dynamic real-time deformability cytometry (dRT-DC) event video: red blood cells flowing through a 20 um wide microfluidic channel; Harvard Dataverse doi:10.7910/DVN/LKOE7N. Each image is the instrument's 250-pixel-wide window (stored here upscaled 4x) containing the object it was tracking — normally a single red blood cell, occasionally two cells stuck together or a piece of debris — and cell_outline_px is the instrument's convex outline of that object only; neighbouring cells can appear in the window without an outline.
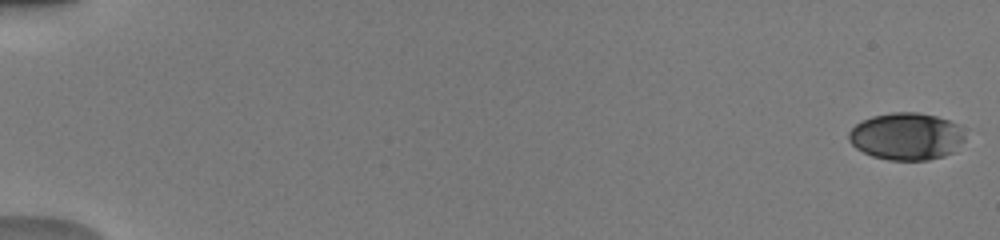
{"species": "human", "species_latin": "Homo sapiens", "temperature_condition": "warm", "stored_images_in_passage": 52, "camera_frame_rate_fps": 3000, "um_per_image_px": 0.085, "donor": {"sex": "male"}, "frame": {"image": 1, "passage_image": 1, "time_ms": 0.0, "image_size_px": [1000, 240], "cell_outline_px": [[964, 140], [956, 152], [944, 156], [928, 160], [888, 160], [872, 156], [856, 148], [848, 140], [848, 132], [856, 124], [872, 116], [892, 112], [916, 112], [936, 116], [948, 120], [956, 124], [964, 136]], "centroid_in_image_um": [77.04, 11.6], "position_along_channel_um": 8.0, "area_um2": 32.02}}
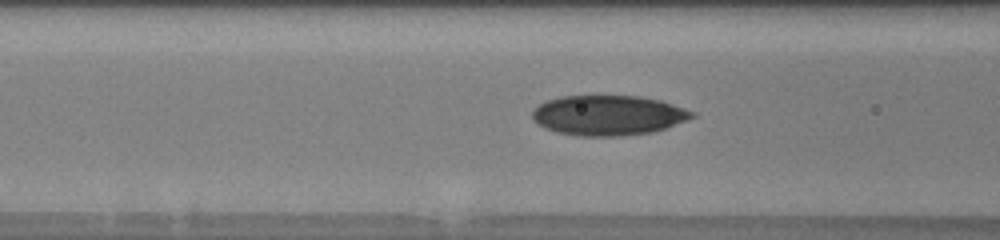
{"frame": {"image": 2, "passage_image": 23, "time_ms": 7.333, "image_size_px": [1000, 240], "cell_outline_px": [[696, 116], [664, 128], [652, 132], [620, 136], [580, 136], [556, 132], [544, 128], [532, 120], [532, 112], [540, 104], [548, 100], [560, 96], [640, 96], [660, 100], [696, 112]], "centroid_in_image_um": [51.68, 9.8], "position_along_channel_um": 114.9, "area_um2": 37.17}}
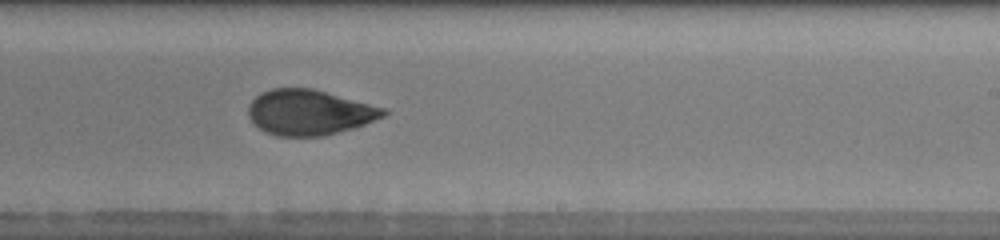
{"frame": {"image": 3, "passage_image": 34, "time_ms": 11.0, "image_size_px": [1000, 240], "cell_outline_px": [[388, 112], [384, 116], [364, 124], [352, 128], [324, 136], [276, 136], [264, 132], [248, 116], [248, 104], [260, 92], [272, 88], [312, 88], [388, 108]], "centroid_in_image_um": [26.29, 9.54], "position_along_channel_um": 262.7, "area_um2": 35.84}, "authors_computed_cell_mechanics": {"area_um2": 35.2002, "velocity_mm_per_s": 4.0313, "shape_relaxation_time_tau1_ms": 6.9029, "shape_relaxation_time_tau2_ms": 1.6523, "deformation_change_tau1": 0.1911, "deformation_change_tau2": 0.0693}}